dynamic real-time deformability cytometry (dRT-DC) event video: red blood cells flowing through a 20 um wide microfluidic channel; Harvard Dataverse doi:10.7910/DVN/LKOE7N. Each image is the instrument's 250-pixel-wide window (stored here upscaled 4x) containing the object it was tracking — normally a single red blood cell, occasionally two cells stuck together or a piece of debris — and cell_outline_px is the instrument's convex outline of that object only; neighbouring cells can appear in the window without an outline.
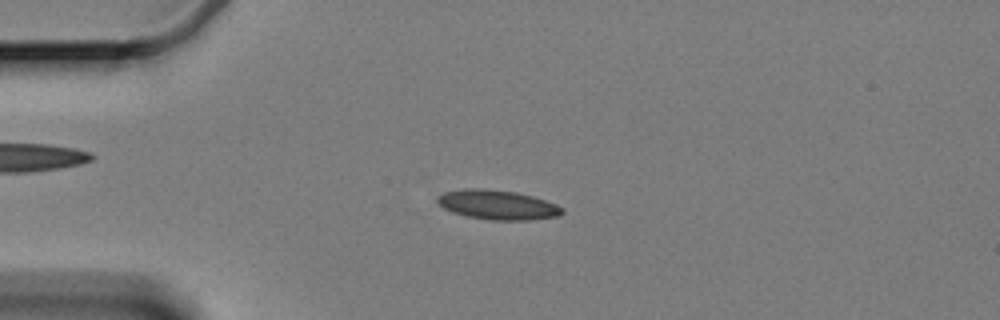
{"species": "Egyptian fruit bat (a non-hibernating species)", "species_latin": "Rousettus aegyptiacus", "temperature_condition": "cold", "stored_images_in_passage": 59, "camera_frame_rate_fps": 3000, "um_per_image_px": 0.085, "animal": {"sex": "female"}, "frame": {"image": 1, "passage_image": 14, "time_ms": 4.333, "image_size_px": [1000, 320], "cell_outline_px": [[564, 212], [556, 216], [528, 220], [492, 220], [468, 216], [452, 212], [444, 208], [436, 200], [436, 196], [444, 192], [464, 188], [480, 188], [516, 192], [532, 196], [556, 204], [564, 208]], "centroid_in_image_um": [42.27, 17.4], "position_along_channel_um": 42.7, "area_um2": 21.33}}
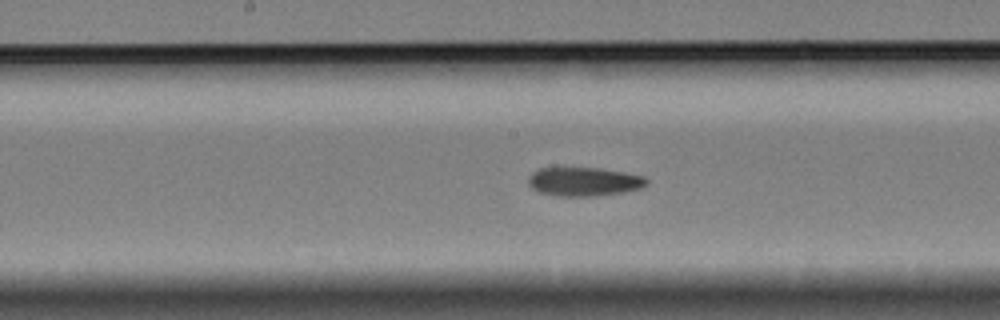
{"frame": {"image": 2, "passage_image": 30, "time_ms": 9.667, "image_size_px": [1000, 320], "cell_outline_px": [[648, 184], [640, 188], [624, 192], [596, 196], [556, 196], [540, 192], [532, 188], [528, 184], [528, 176], [532, 172], [540, 168], [600, 168], [624, 172], [644, 176], [648, 180]], "centroid_in_image_um": [49.64, 15.44], "position_along_channel_um": 198.6, "area_um2": 19.94}}
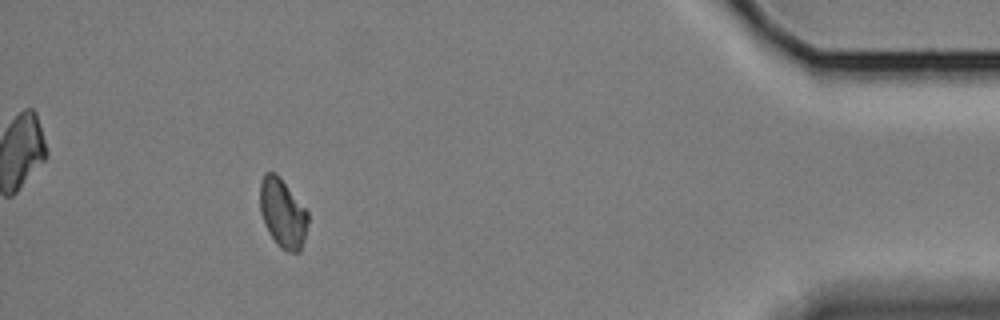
{"frame": {"image": 3, "passage_image": 54, "time_ms": 17.667, "image_size_px": [1000, 320], "cell_outline_px": [[308, 220], [304, 240], [300, 252], [288, 252], [280, 248], [276, 244], [268, 232], [264, 224], [260, 212], [260, 180], [264, 172], [276, 172], [280, 176], [308, 212]], "centroid_in_image_um": [24.01, 18.11], "position_along_channel_um": 411.2, "area_um2": 19.54}, "authors_computed_cell_mechanics": {"area_um2": 19.941, "velocity_mm_per_s": 3.3437, "shape_relaxation_time_tau1_ms": 7.0762, "shape_relaxation_time_tau2_ms": 5.1337, "deformation_change_tau1": 0.1417, "deformation_change_tau2": 0.1075}}